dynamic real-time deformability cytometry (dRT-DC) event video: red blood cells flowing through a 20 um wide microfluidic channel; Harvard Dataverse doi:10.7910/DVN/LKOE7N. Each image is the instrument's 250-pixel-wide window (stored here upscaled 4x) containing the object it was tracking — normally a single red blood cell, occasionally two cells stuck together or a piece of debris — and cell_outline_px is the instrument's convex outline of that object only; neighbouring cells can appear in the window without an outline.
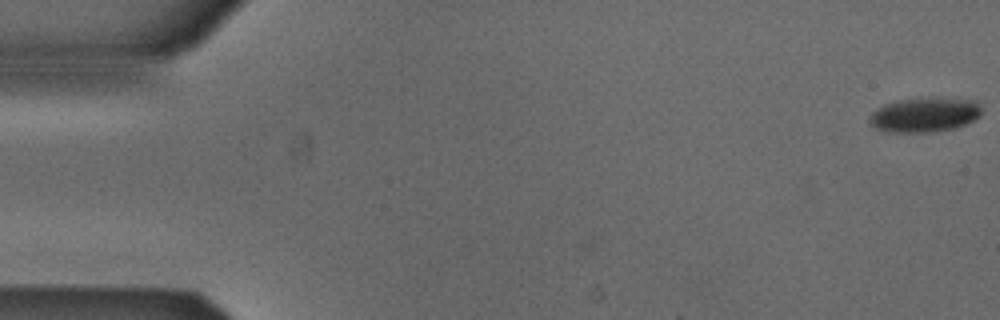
{"species": "Egyptian fruit bat (a non-hibernating species)", "species_latin": "Rousettus aegyptiacus", "temperature_condition": "cold", "stored_images_in_passage": 53, "camera_frame_rate_fps": 3000, "um_per_image_px": 0.085, "animal": {"sex": "male"}, "frame": {"image": 1, "passage_image": 1, "time_ms": 0.0, "image_size_px": [1000, 320], "cell_outline_px": [[980, 116], [956, 128], [932, 132], [884, 132], [868, 124], [868, 120], [872, 112], [884, 104], [896, 100], [976, 100], [980, 104]], "centroid_in_image_um": [78.52, 9.81], "position_along_channel_um": 6.5, "area_um2": 21.96}}
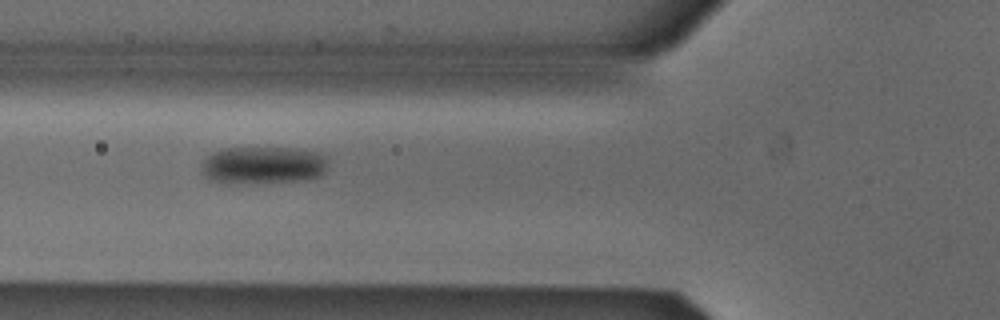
{"frame": {"image": 2, "passage_image": 20, "time_ms": 6.333, "image_size_px": [1000, 320], "cell_outline_px": [[328, 160], [324, 172], [320, 176], [304, 180], [256, 184], [224, 184], [212, 180], [204, 176], [200, 172], [200, 164], [212, 152], [224, 148], [296, 148], [320, 152], [328, 156]], "centroid_in_image_um": [22.35, 14.06], "position_along_channel_um": 103.5, "area_um2": 28.55}}
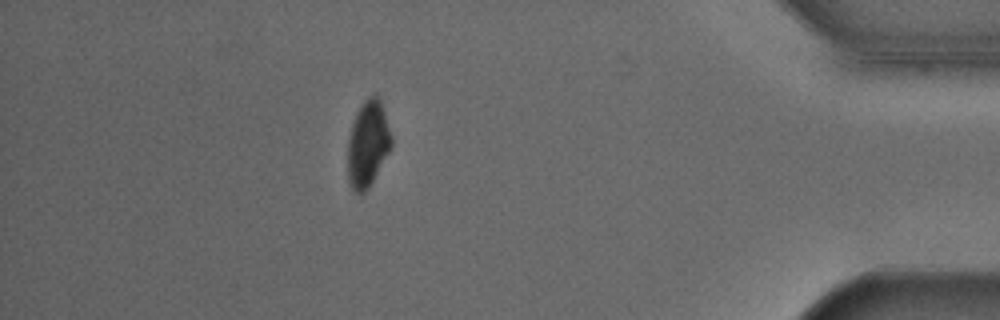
{"frame": {"image": 3, "passage_image": 47, "time_ms": 15.333, "image_size_px": [1000, 320], "cell_outline_px": [[392, 144], [388, 152], [368, 188], [364, 192], [356, 192], [348, 184], [348, 140], [352, 124], [356, 112], [360, 104], [368, 96], [376, 92], [380, 96], [392, 140]], "centroid_in_image_um": [31.25, 12.16], "position_along_channel_um": 404.0, "area_um2": 21.79}, "authors_computed_cell_mechanics": {"area_um2": 25.143, "velocity_mm_per_s": 3.886, "shape_relaxation_time_tau1_ms": 4.1149, "shape_relaxation_time_tau2_ms": null, "deformation_change_tau1": 0.106, "deformation_change_tau2": null}}